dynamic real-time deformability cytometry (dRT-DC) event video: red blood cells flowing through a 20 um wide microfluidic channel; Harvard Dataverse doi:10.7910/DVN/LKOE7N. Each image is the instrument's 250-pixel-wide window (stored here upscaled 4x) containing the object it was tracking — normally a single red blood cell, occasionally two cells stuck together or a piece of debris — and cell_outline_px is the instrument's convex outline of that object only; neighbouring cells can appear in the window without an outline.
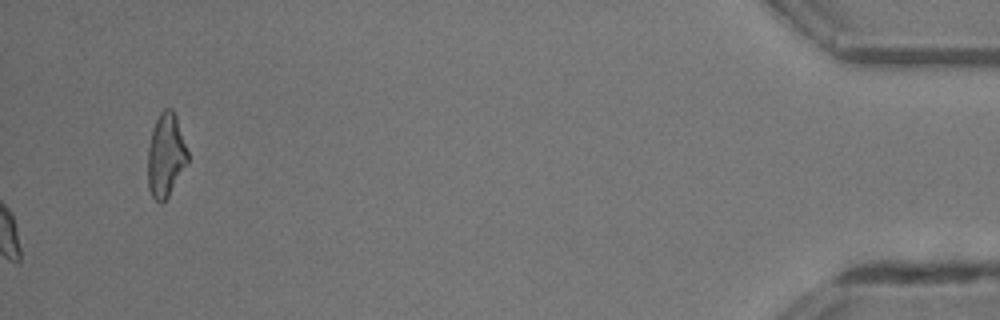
{"species": "common noctule bat (a hibernating species)", "species_latin": "Nyctalus noctula", "temperature_condition": "room temperature", "stored_images_in_passage": 44, "camera_frame_rate_fps": 3000, "um_per_image_px": 0.085, "animal": {"sex": "male", "body_mass_g": 13.3}, "frame": {"image": 1, "passage_image": 44, "time_ms": 14.333, "image_size_px": [1000, 320], "cell_outline_px": [[188, 164], [168, 196], [160, 204], [152, 196], [148, 188], [148, 144], [152, 128], [160, 112], [164, 108], [172, 108], [176, 116], [188, 152]], "centroid_in_image_um": [14.09, 13.19], "position_along_channel_um": 421.1, "area_um2": 19.54}, "authors_computed_cell_mechanics": {"area_um2": 20.519, "velocity_mm_per_s": 4.6951, "shape_relaxation_time_tau1_ms": 3.672, "shape_relaxation_time_tau2_ms": 1.5655, "deformation_change_tau1": 0.1503, "deformation_change_tau2": 0.0869}}